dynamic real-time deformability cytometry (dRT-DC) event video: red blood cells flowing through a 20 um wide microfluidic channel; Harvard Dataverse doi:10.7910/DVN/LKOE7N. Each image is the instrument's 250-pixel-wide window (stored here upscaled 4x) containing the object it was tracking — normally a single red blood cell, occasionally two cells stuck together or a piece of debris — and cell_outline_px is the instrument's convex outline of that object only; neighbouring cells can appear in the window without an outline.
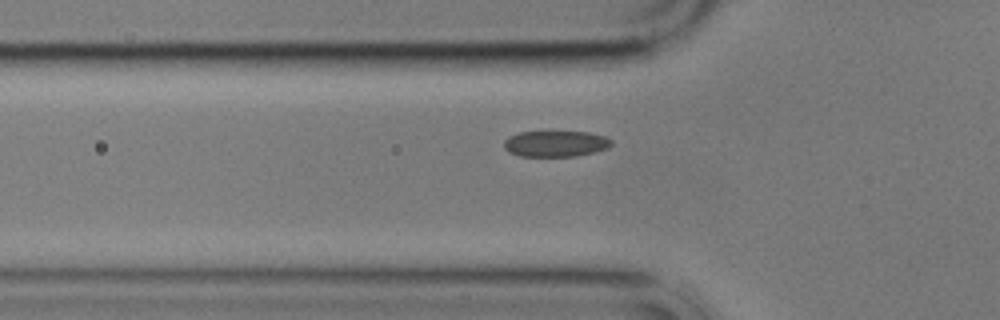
{"species": "common noctule bat (a hibernating species)", "species_latin": "Nyctalus noctula", "temperature_condition": "cold", "stored_images_in_passage": 3, "camera_frame_rate_fps": 3000, "um_per_image_px": 0.085, "animal": {"sex": "male", "body_mass_g": 17.9}, "frame": {"image": 1, "passage_image": 3, "time_ms": 2.333, "image_size_px": [1000, 320], "cell_outline_px": [[612, 144], [608, 148], [576, 156], [520, 156], [508, 152], [504, 148], [504, 140], [508, 136], [520, 132], [588, 132], [604, 136], [612, 140]], "centroid_in_image_um": [47.2, 12.21], "position_along_channel_um": 78.6, "area_um2": 16.24}}